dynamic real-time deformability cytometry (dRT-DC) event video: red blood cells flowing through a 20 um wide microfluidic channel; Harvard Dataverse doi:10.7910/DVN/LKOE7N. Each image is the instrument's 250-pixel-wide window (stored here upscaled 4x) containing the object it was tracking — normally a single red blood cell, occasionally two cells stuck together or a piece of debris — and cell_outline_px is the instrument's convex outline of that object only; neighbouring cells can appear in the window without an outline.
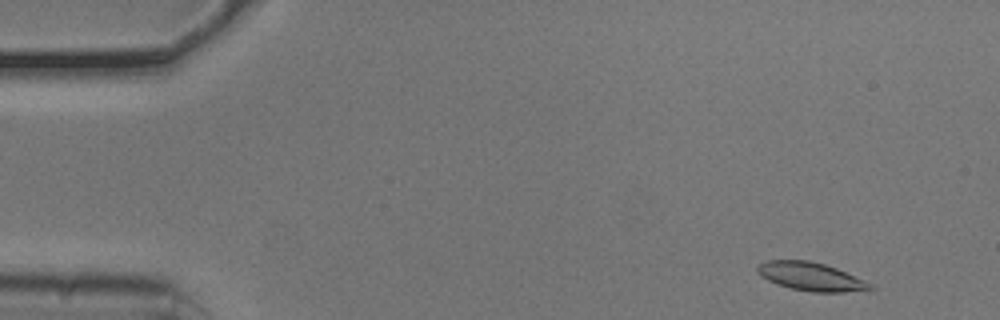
{"species": "common noctule bat (a hibernating species)", "species_latin": "Nyctalus noctula", "temperature_condition": "cold", "stored_images_in_passage": 22, "camera_frame_rate_fps": 3000, "um_per_image_px": 0.085, "animal": {"sex": "male", "body_mass_g": 20.5, "forearm_length_mm": 52.5}, "frame": {"image": 1, "passage_image": 3, "time_ms": 0.667, "image_size_px": [1000, 320], "cell_outline_px": [[876, 288], [872, 292], [812, 292], [792, 288], [776, 284], [768, 280], [756, 272], [756, 264], [768, 260], [808, 260], [824, 264], [836, 268], [864, 280], [872, 284]], "centroid_in_image_um": [68.98, 23.52], "position_along_channel_um": 16.0, "area_um2": 18.96}}
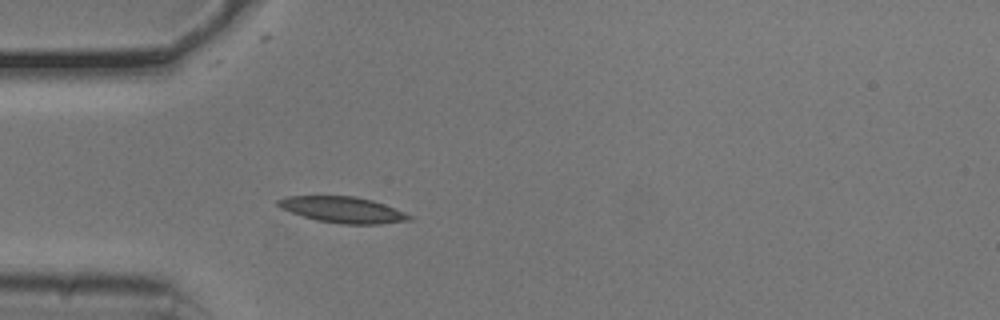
{"frame": {"image": 2, "passage_image": 14, "time_ms": 4.333, "image_size_px": [1000, 320], "cell_outline_px": [[416, 216], [412, 220], [380, 224], [340, 224], [316, 220], [280, 208], [276, 204], [276, 200], [288, 196], [356, 196], [372, 200], [396, 208]], "centroid_in_image_um": [29.2, 17.83], "position_along_channel_um": 55.8, "area_um2": 20.11}}
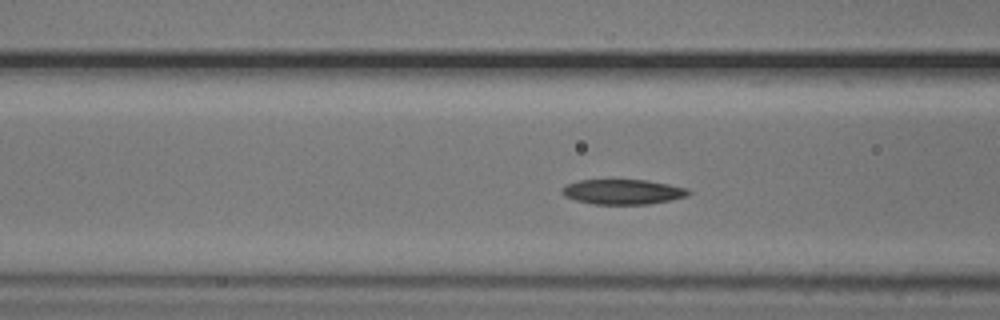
{"frame": {"image": 3, "passage_image": 19, "time_ms": 6.0, "image_size_px": [1000, 320], "cell_outline_px": [[692, 192], [688, 196], [672, 200], [648, 204], [596, 204], [576, 200], [564, 196], [560, 192], [560, 188], [568, 184], [580, 180], [648, 180], [688, 188]], "centroid_in_image_um": [52.97, 16.3], "position_along_channel_um": 113.6, "area_um2": 18.5}}